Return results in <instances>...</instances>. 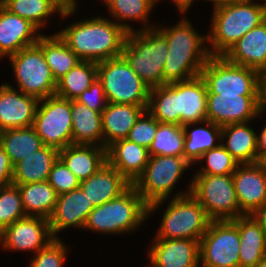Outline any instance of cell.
I'll return each instance as SVG.
<instances>
[{"mask_svg": "<svg viewBox=\"0 0 266 267\" xmlns=\"http://www.w3.org/2000/svg\"><path fill=\"white\" fill-rule=\"evenodd\" d=\"M253 218L259 223L266 233V201L257 208L252 214Z\"/></svg>", "mask_w": 266, "mask_h": 267, "instance_id": "49", "label": "cell"}, {"mask_svg": "<svg viewBox=\"0 0 266 267\" xmlns=\"http://www.w3.org/2000/svg\"><path fill=\"white\" fill-rule=\"evenodd\" d=\"M132 28L97 17L79 21L57 34L81 61L102 62L121 56L126 35Z\"/></svg>", "mask_w": 266, "mask_h": 267, "instance_id": "1", "label": "cell"}, {"mask_svg": "<svg viewBox=\"0 0 266 267\" xmlns=\"http://www.w3.org/2000/svg\"><path fill=\"white\" fill-rule=\"evenodd\" d=\"M65 8H74L76 7L75 0H58Z\"/></svg>", "mask_w": 266, "mask_h": 267, "instance_id": "52", "label": "cell"}, {"mask_svg": "<svg viewBox=\"0 0 266 267\" xmlns=\"http://www.w3.org/2000/svg\"><path fill=\"white\" fill-rule=\"evenodd\" d=\"M144 29L127 33L121 55L152 89L163 85V68L169 50L166 37L158 29Z\"/></svg>", "mask_w": 266, "mask_h": 267, "instance_id": "3", "label": "cell"}, {"mask_svg": "<svg viewBox=\"0 0 266 267\" xmlns=\"http://www.w3.org/2000/svg\"><path fill=\"white\" fill-rule=\"evenodd\" d=\"M58 158L57 148L43 145L13 166L12 184L23 185L46 181Z\"/></svg>", "mask_w": 266, "mask_h": 267, "instance_id": "28", "label": "cell"}, {"mask_svg": "<svg viewBox=\"0 0 266 267\" xmlns=\"http://www.w3.org/2000/svg\"><path fill=\"white\" fill-rule=\"evenodd\" d=\"M73 144L94 145L102 141V114L71 100ZM99 140V141H98Z\"/></svg>", "mask_w": 266, "mask_h": 267, "instance_id": "30", "label": "cell"}, {"mask_svg": "<svg viewBox=\"0 0 266 267\" xmlns=\"http://www.w3.org/2000/svg\"><path fill=\"white\" fill-rule=\"evenodd\" d=\"M204 127L196 128L188 133V127L191 124L183 126L185 132L184 138V158L192 164V162L199 161L201 156L206 152L218 146L214 145L215 137L221 139V126L216 125L209 120L204 121Z\"/></svg>", "mask_w": 266, "mask_h": 267, "instance_id": "37", "label": "cell"}, {"mask_svg": "<svg viewBox=\"0 0 266 267\" xmlns=\"http://www.w3.org/2000/svg\"><path fill=\"white\" fill-rule=\"evenodd\" d=\"M173 1L175 2V4L182 13L185 12L193 2V0H173Z\"/></svg>", "mask_w": 266, "mask_h": 267, "instance_id": "51", "label": "cell"}, {"mask_svg": "<svg viewBox=\"0 0 266 267\" xmlns=\"http://www.w3.org/2000/svg\"><path fill=\"white\" fill-rule=\"evenodd\" d=\"M211 221L190 193H179L168 205L155 238L200 240Z\"/></svg>", "mask_w": 266, "mask_h": 267, "instance_id": "9", "label": "cell"}, {"mask_svg": "<svg viewBox=\"0 0 266 267\" xmlns=\"http://www.w3.org/2000/svg\"><path fill=\"white\" fill-rule=\"evenodd\" d=\"M17 186L21 193L26 216L42 217L49 220L55 209L58 194L48 181ZM33 212L36 214L33 215Z\"/></svg>", "mask_w": 266, "mask_h": 267, "instance_id": "33", "label": "cell"}, {"mask_svg": "<svg viewBox=\"0 0 266 267\" xmlns=\"http://www.w3.org/2000/svg\"><path fill=\"white\" fill-rule=\"evenodd\" d=\"M26 217L17 185H0V232L15 221Z\"/></svg>", "mask_w": 266, "mask_h": 267, "instance_id": "39", "label": "cell"}, {"mask_svg": "<svg viewBox=\"0 0 266 267\" xmlns=\"http://www.w3.org/2000/svg\"><path fill=\"white\" fill-rule=\"evenodd\" d=\"M132 184L106 162L96 173L80 182L81 189L94 206H100L119 197Z\"/></svg>", "mask_w": 266, "mask_h": 267, "instance_id": "23", "label": "cell"}, {"mask_svg": "<svg viewBox=\"0 0 266 267\" xmlns=\"http://www.w3.org/2000/svg\"><path fill=\"white\" fill-rule=\"evenodd\" d=\"M149 158L148 149L128 139L115 141L107 148V162L131 184L142 174Z\"/></svg>", "mask_w": 266, "mask_h": 267, "instance_id": "25", "label": "cell"}, {"mask_svg": "<svg viewBox=\"0 0 266 267\" xmlns=\"http://www.w3.org/2000/svg\"><path fill=\"white\" fill-rule=\"evenodd\" d=\"M38 28L29 20L0 7V57L11 56L25 47L37 44Z\"/></svg>", "mask_w": 266, "mask_h": 267, "instance_id": "21", "label": "cell"}, {"mask_svg": "<svg viewBox=\"0 0 266 267\" xmlns=\"http://www.w3.org/2000/svg\"><path fill=\"white\" fill-rule=\"evenodd\" d=\"M147 215L148 205L131 185L119 197L95 206L90 212L84 228L118 234L135 229Z\"/></svg>", "mask_w": 266, "mask_h": 267, "instance_id": "5", "label": "cell"}, {"mask_svg": "<svg viewBox=\"0 0 266 267\" xmlns=\"http://www.w3.org/2000/svg\"><path fill=\"white\" fill-rule=\"evenodd\" d=\"M97 78L109 103L148 106L150 89L122 55L97 63Z\"/></svg>", "mask_w": 266, "mask_h": 267, "instance_id": "6", "label": "cell"}, {"mask_svg": "<svg viewBox=\"0 0 266 267\" xmlns=\"http://www.w3.org/2000/svg\"><path fill=\"white\" fill-rule=\"evenodd\" d=\"M199 242L202 267H239V229L231 220L211 221Z\"/></svg>", "mask_w": 266, "mask_h": 267, "instance_id": "13", "label": "cell"}, {"mask_svg": "<svg viewBox=\"0 0 266 267\" xmlns=\"http://www.w3.org/2000/svg\"><path fill=\"white\" fill-rule=\"evenodd\" d=\"M159 31L166 37L169 50L163 68V85L201 75L202 68L211 57L207 48L202 47L208 37L198 35L186 19Z\"/></svg>", "mask_w": 266, "mask_h": 267, "instance_id": "2", "label": "cell"}, {"mask_svg": "<svg viewBox=\"0 0 266 267\" xmlns=\"http://www.w3.org/2000/svg\"><path fill=\"white\" fill-rule=\"evenodd\" d=\"M201 76L207 85V94L259 96L260 73L230 63L223 56H211Z\"/></svg>", "mask_w": 266, "mask_h": 267, "instance_id": "10", "label": "cell"}, {"mask_svg": "<svg viewBox=\"0 0 266 267\" xmlns=\"http://www.w3.org/2000/svg\"><path fill=\"white\" fill-rule=\"evenodd\" d=\"M258 162L266 159V126L263 128L261 135L257 136Z\"/></svg>", "mask_w": 266, "mask_h": 267, "instance_id": "47", "label": "cell"}, {"mask_svg": "<svg viewBox=\"0 0 266 267\" xmlns=\"http://www.w3.org/2000/svg\"><path fill=\"white\" fill-rule=\"evenodd\" d=\"M260 112L259 96L207 94V120L221 127L248 124Z\"/></svg>", "mask_w": 266, "mask_h": 267, "instance_id": "14", "label": "cell"}, {"mask_svg": "<svg viewBox=\"0 0 266 267\" xmlns=\"http://www.w3.org/2000/svg\"><path fill=\"white\" fill-rule=\"evenodd\" d=\"M76 101L99 113H102L108 104L102 83L98 78L76 98Z\"/></svg>", "mask_w": 266, "mask_h": 267, "instance_id": "45", "label": "cell"}, {"mask_svg": "<svg viewBox=\"0 0 266 267\" xmlns=\"http://www.w3.org/2000/svg\"><path fill=\"white\" fill-rule=\"evenodd\" d=\"M13 165L0 145V185L12 184Z\"/></svg>", "mask_w": 266, "mask_h": 267, "instance_id": "46", "label": "cell"}, {"mask_svg": "<svg viewBox=\"0 0 266 267\" xmlns=\"http://www.w3.org/2000/svg\"><path fill=\"white\" fill-rule=\"evenodd\" d=\"M118 20H145L156 0H104ZM158 1V0H157Z\"/></svg>", "mask_w": 266, "mask_h": 267, "instance_id": "40", "label": "cell"}, {"mask_svg": "<svg viewBox=\"0 0 266 267\" xmlns=\"http://www.w3.org/2000/svg\"><path fill=\"white\" fill-rule=\"evenodd\" d=\"M190 193L212 221L234 220L245 215L237 200L232 174L195 175Z\"/></svg>", "mask_w": 266, "mask_h": 267, "instance_id": "7", "label": "cell"}, {"mask_svg": "<svg viewBox=\"0 0 266 267\" xmlns=\"http://www.w3.org/2000/svg\"><path fill=\"white\" fill-rule=\"evenodd\" d=\"M148 106L107 104L102 114L103 144L106 149L115 141L127 139L130 129Z\"/></svg>", "mask_w": 266, "mask_h": 267, "instance_id": "24", "label": "cell"}, {"mask_svg": "<svg viewBox=\"0 0 266 267\" xmlns=\"http://www.w3.org/2000/svg\"><path fill=\"white\" fill-rule=\"evenodd\" d=\"M231 221L239 229V267H255L266 256V233L252 215Z\"/></svg>", "mask_w": 266, "mask_h": 267, "instance_id": "27", "label": "cell"}, {"mask_svg": "<svg viewBox=\"0 0 266 267\" xmlns=\"http://www.w3.org/2000/svg\"><path fill=\"white\" fill-rule=\"evenodd\" d=\"M0 145L14 166L42 146V140L34 128H15L0 131Z\"/></svg>", "mask_w": 266, "mask_h": 267, "instance_id": "34", "label": "cell"}, {"mask_svg": "<svg viewBox=\"0 0 266 267\" xmlns=\"http://www.w3.org/2000/svg\"><path fill=\"white\" fill-rule=\"evenodd\" d=\"M207 1H213L214 2V6L215 8L214 9H217L219 7H223V6H226V5H232V4H235V3H240V2H243V1H246V0H207Z\"/></svg>", "mask_w": 266, "mask_h": 267, "instance_id": "50", "label": "cell"}, {"mask_svg": "<svg viewBox=\"0 0 266 267\" xmlns=\"http://www.w3.org/2000/svg\"><path fill=\"white\" fill-rule=\"evenodd\" d=\"M97 78V63L81 61L57 81L55 95L68 100H76Z\"/></svg>", "mask_w": 266, "mask_h": 267, "instance_id": "35", "label": "cell"}, {"mask_svg": "<svg viewBox=\"0 0 266 267\" xmlns=\"http://www.w3.org/2000/svg\"><path fill=\"white\" fill-rule=\"evenodd\" d=\"M0 239L3 240L4 248L36 250L37 253L55 238L52 236L48 219L26 216L7 226L1 232Z\"/></svg>", "mask_w": 266, "mask_h": 267, "instance_id": "15", "label": "cell"}, {"mask_svg": "<svg viewBox=\"0 0 266 267\" xmlns=\"http://www.w3.org/2000/svg\"><path fill=\"white\" fill-rule=\"evenodd\" d=\"M255 267H266V256Z\"/></svg>", "mask_w": 266, "mask_h": 267, "instance_id": "53", "label": "cell"}, {"mask_svg": "<svg viewBox=\"0 0 266 267\" xmlns=\"http://www.w3.org/2000/svg\"><path fill=\"white\" fill-rule=\"evenodd\" d=\"M59 158L82 181L96 173L107 162V149L101 144H71L59 150Z\"/></svg>", "mask_w": 266, "mask_h": 267, "instance_id": "26", "label": "cell"}, {"mask_svg": "<svg viewBox=\"0 0 266 267\" xmlns=\"http://www.w3.org/2000/svg\"><path fill=\"white\" fill-rule=\"evenodd\" d=\"M207 167H203L195 175H225L233 174L239 165L238 162L231 156V154L220 143L217 147L206 151L200 158L205 160Z\"/></svg>", "mask_w": 266, "mask_h": 267, "instance_id": "41", "label": "cell"}, {"mask_svg": "<svg viewBox=\"0 0 266 267\" xmlns=\"http://www.w3.org/2000/svg\"><path fill=\"white\" fill-rule=\"evenodd\" d=\"M263 164L265 165V167H266V159L263 161Z\"/></svg>", "mask_w": 266, "mask_h": 267, "instance_id": "54", "label": "cell"}, {"mask_svg": "<svg viewBox=\"0 0 266 267\" xmlns=\"http://www.w3.org/2000/svg\"><path fill=\"white\" fill-rule=\"evenodd\" d=\"M39 100L18 93L9 84L0 86V131L33 125Z\"/></svg>", "mask_w": 266, "mask_h": 267, "instance_id": "17", "label": "cell"}, {"mask_svg": "<svg viewBox=\"0 0 266 267\" xmlns=\"http://www.w3.org/2000/svg\"><path fill=\"white\" fill-rule=\"evenodd\" d=\"M66 246L58 238L36 253L29 267H62L66 255Z\"/></svg>", "mask_w": 266, "mask_h": 267, "instance_id": "44", "label": "cell"}, {"mask_svg": "<svg viewBox=\"0 0 266 267\" xmlns=\"http://www.w3.org/2000/svg\"><path fill=\"white\" fill-rule=\"evenodd\" d=\"M200 240L155 239L149 258L152 267H198ZM150 266V267H151Z\"/></svg>", "mask_w": 266, "mask_h": 267, "instance_id": "19", "label": "cell"}, {"mask_svg": "<svg viewBox=\"0 0 266 267\" xmlns=\"http://www.w3.org/2000/svg\"><path fill=\"white\" fill-rule=\"evenodd\" d=\"M39 103L32 127L43 145L60 150L73 144L71 100L53 95Z\"/></svg>", "mask_w": 266, "mask_h": 267, "instance_id": "12", "label": "cell"}, {"mask_svg": "<svg viewBox=\"0 0 266 267\" xmlns=\"http://www.w3.org/2000/svg\"><path fill=\"white\" fill-rule=\"evenodd\" d=\"M2 6L9 12L29 20L38 29L46 24L45 18L55 12L66 17L75 11L74 8H65L58 0H3Z\"/></svg>", "mask_w": 266, "mask_h": 267, "instance_id": "31", "label": "cell"}, {"mask_svg": "<svg viewBox=\"0 0 266 267\" xmlns=\"http://www.w3.org/2000/svg\"><path fill=\"white\" fill-rule=\"evenodd\" d=\"M225 136H228L227 144L222 145L239 165L258 162L257 134L246 123L222 126L220 140Z\"/></svg>", "mask_w": 266, "mask_h": 267, "instance_id": "29", "label": "cell"}, {"mask_svg": "<svg viewBox=\"0 0 266 267\" xmlns=\"http://www.w3.org/2000/svg\"><path fill=\"white\" fill-rule=\"evenodd\" d=\"M232 177L240 210L251 215L266 201V167L263 162L238 165Z\"/></svg>", "mask_w": 266, "mask_h": 267, "instance_id": "16", "label": "cell"}, {"mask_svg": "<svg viewBox=\"0 0 266 267\" xmlns=\"http://www.w3.org/2000/svg\"><path fill=\"white\" fill-rule=\"evenodd\" d=\"M266 20V3L246 0L214 9L208 42L211 56H223L239 39Z\"/></svg>", "mask_w": 266, "mask_h": 267, "instance_id": "4", "label": "cell"}, {"mask_svg": "<svg viewBox=\"0 0 266 267\" xmlns=\"http://www.w3.org/2000/svg\"><path fill=\"white\" fill-rule=\"evenodd\" d=\"M37 44L42 48L46 63L56 82L81 62L57 33L53 36L41 34Z\"/></svg>", "mask_w": 266, "mask_h": 267, "instance_id": "32", "label": "cell"}, {"mask_svg": "<svg viewBox=\"0 0 266 267\" xmlns=\"http://www.w3.org/2000/svg\"><path fill=\"white\" fill-rule=\"evenodd\" d=\"M207 92L201 75L176 82V105L181 126L207 120Z\"/></svg>", "mask_w": 266, "mask_h": 267, "instance_id": "20", "label": "cell"}, {"mask_svg": "<svg viewBox=\"0 0 266 267\" xmlns=\"http://www.w3.org/2000/svg\"><path fill=\"white\" fill-rule=\"evenodd\" d=\"M259 98L260 111L263 112L266 107V70L260 72Z\"/></svg>", "mask_w": 266, "mask_h": 267, "instance_id": "48", "label": "cell"}, {"mask_svg": "<svg viewBox=\"0 0 266 267\" xmlns=\"http://www.w3.org/2000/svg\"><path fill=\"white\" fill-rule=\"evenodd\" d=\"M147 111L159 123L180 125V113H177L176 82L150 89Z\"/></svg>", "mask_w": 266, "mask_h": 267, "instance_id": "36", "label": "cell"}, {"mask_svg": "<svg viewBox=\"0 0 266 267\" xmlns=\"http://www.w3.org/2000/svg\"><path fill=\"white\" fill-rule=\"evenodd\" d=\"M223 57L259 73L266 70V20L239 39Z\"/></svg>", "mask_w": 266, "mask_h": 267, "instance_id": "22", "label": "cell"}, {"mask_svg": "<svg viewBox=\"0 0 266 267\" xmlns=\"http://www.w3.org/2000/svg\"><path fill=\"white\" fill-rule=\"evenodd\" d=\"M157 127L158 121L145 110L130 129L127 139L149 150L157 133Z\"/></svg>", "mask_w": 266, "mask_h": 267, "instance_id": "42", "label": "cell"}, {"mask_svg": "<svg viewBox=\"0 0 266 267\" xmlns=\"http://www.w3.org/2000/svg\"><path fill=\"white\" fill-rule=\"evenodd\" d=\"M185 132L181 125L159 123L149 148L150 155L184 157Z\"/></svg>", "mask_w": 266, "mask_h": 267, "instance_id": "38", "label": "cell"}, {"mask_svg": "<svg viewBox=\"0 0 266 267\" xmlns=\"http://www.w3.org/2000/svg\"><path fill=\"white\" fill-rule=\"evenodd\" d=\"M94 207L81 187L58 195L55 209L49 218L52 236L57 238L56 234L67 227L84 228Z\"/></svg>", "mask_w": 266, "mask_h": 267, "instance_id": "18", "label": "cell"}, {"mask_svg": "<svg viewBox=\"0 0 266 267\" xmlns=\"http://www.w3.org/2000/svg\"><path fill=\"white\" fill-rule=\"evenodd\" d=\"M9 58L22 93L38 100L55 95L57 82L38 44L25 47Z\"/></svg>", "mask_w": 266, "mask_h": 267, "instance_id": "11", "label": "cell"}, {"mask_svg": "<svg viewBox=\"0 0 266 267\" xmlns=\"http://www.w3.org/2000/svg\"><path fill=\"white\" fill-rule=\"evenodd\" d=\"M47 181L58 195L75 190L81 182L60 158L54 163Z\"/></svg>", "mask_w": 266, "mask_h": 267, "instance_id": "43", "label": "cell"}, {"mask_svg": "<svg viewBox=\"0 0 266 267\" xmlns=\"http://www.w3.org/2000/svg\"><path fill=\"white\" fill-rule=\"evenodd\" d=\"M189 165L184 157L150 155L144 171L132 184L148 205V216L168 198L174 184Z\"/></svg>", "mask_w": 266, "mask_h": 267, "instance_id": "8", "label": "cell"}]
</instances>
